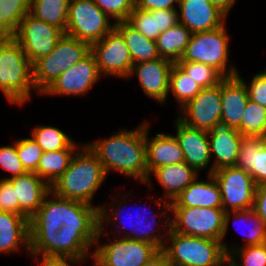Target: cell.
I'll list each match as a JSON object with an SVG mask.
<instances>
[{
	"label": "cell",
	"mask_w": 266,
	"mask_h": 266,
	"mask_svg": "<svg viewBox=\"0 0 266 266\" xmlns=\"http://www.w3.org/2000/svg\"><path fill=\"white\" fill-rule=\"evenodd\" d=\"M104 171H116L145 184L149 179L146 165L145 122L133 130H120L109 138L87 142Z\"/></svg>",
	"instance_id": "obj_1"
},
{
	"label": "cell",
	"mask_w": 266,
	"mask_h": 266,
	"mask_svg": "<svg viewBox=\"0 0 266 266\" xmlns=\"http://www.w3.org/2000/svg\"><path fill=\"white\" fill-rule=\"evenodd\" d=\"M99 208L50 192L29 219V237H53L59 229L99 230Z\"/></svg>",
	"instance_id": "obj_2"
},
{
	"label": "cell",
	"mask_w": 266,
	"mask_h": 266,
	"mask_svg": "<svg viewBox=\"0 0 266 266\" xmlns=\"http://www.w3.org/2000/svg\"><path fill=\"white\" fill-rule=\"evenodd\" d=\"M80 150V151H79ZM107 174L96 154L86 143L77 149L67 170L50 186L58 197L93 205L94 195Z\"/></svg>",
	"instance_id": "obj_3"
},
{
	"label": "cell",
	"mask_w": 266,
	"mask_h": 266,
	"mask_svg": "<svg viewBox=\"0 0 266 266\" xmlns=\"http://www.w3.org/2000/svg\"><path fill=\"white\" fill-rule=\"evenodd\" d=\"M35 90L32 64L13 37H0V91L10 104L23 106Z\"/></svg>",
	"instance_id": "obj_4"
},
{
	"label": "cell",
	"mask_w": 266,
	"mask_h": 266,
	"mask_svg": "<svg viewBox=\"0 0 266 266\" xmlns=\"http://www.w3.org/2000/svg\"><path fill=\"white\" fill-rule=\"evenodd\" d=\"M162 252L172 266H227L221 241L187 236L169 229Z\"/></svg>",
	"instance_id": "obj_5"
},
{
	"label": "cell",
	"mask_w": 266,
	"mask_h": 266,
	"mask_svg": "<svg viewBox=\"0 0 266 266\" xmlns=\"http://www.w3.org/2000/svg\"><path fill=\"white\" fill-rule=\"evenodd\" d=\"M89 53V43L64 33L53 51L32 64V81L37 94L42 95L63 72Z\"/></svg>",
	"instance_id": "obj_6"
},
{
	"label": "cell",
	"mask_w": 266,
	"mask_h": 266,
	"mask_svg": "<svg viewBox=\"0 0 266 266\" xmlns=\"http://www.w3.org/2000/svg\"><path fill=\"white\" fill-rule=\"evenodd\" d=\"M226 31L224 24L211 31L192 33L178 62H199L213 67L224 78L236 76L239 73L236 67L231 63L227 67L230 35Z\"/></svg>",
	"instance_id": "obj_7"
},
{
	"label": "cell",
	"mask_w": 266,
	"mask_h": 266,
	"mask_svg": "<svg viewBox=\"0 0 266 266\" xmlns=\"http://www.w3.org/2000/svg\"><path fill=\"white\" fill-rule=\"evenodd\" d=\"M98 231L59 229L53 237H29V254L87 260L88 255L93 256L90 250L95 247Z\"/></svg>",
	"instance_id": "obj_8"
},
{
	"label": "cell",
	"mask_w": 266,
	"mask_h": 266,
	"mask_svg": "<svg viewBox=\"0 0 266 266\" xmlns=\"http://www.w3.org/2000/svg\"><path fill=\"white\" fill-rule=\"evenodd\" d=\"M170 212V228L173 231L222 241L225 214L223 208L170 207Z\"/></svg>",
	"instance_id": "obj_9"
},
{
	"label": "cell",
	"mask_w": 266,
	"mask_h": 266,
	"mask_svg": "<svg viewBox=\"0 0 266 266\" xmlns=\"http://www.w3.org/2000/svg\"><path fill=\"white\" fill-rule=\"evenodd\" d=\"M109 19L93 0H70L65 34L91 45L115 27Z\"/></svg>",
	"instance_id": "obj_10"
},
{
	"label": "cell",
	"mask_w": 266,
	"mask_h": 266,
	"mask_svg": "<svg viewBox=\"0 0 266 266\" xmlns=\"http://www.w3.org/2000/svg\"><path fill=\"white\" fill-rule=\"evenodd\" d=\"M127 198H129L128 195L127 196L126 195H123L120 200L116 199L117 201H119V202L116 203V205H115V202L114 203L111 202V206L112 205L113 206L110 209L108 208V207H111L110 204H108V205L107 204L106 205L104 204V205H101L100 206V208H99V231H98V234H97V241L100 242V239H101L102 236H106V237L109 236L107 232H104L105 229H106V228H104V226H105L104 224L106 223V224L109 225L112 222L117 223L116 220L119 217H121L120 216L121 215L120 212L122 211L121 210V207L123 206L124 203H126L128 201ZM114 205H115V207H114ZM117 205H118V207H117ZM140 209H142V208H140ZM119 210H121V211H119ZM145 214L147 215L148 213L145 212ZM150 214H151V212H150ZM166 217H167L165 219L166 221H164V222L162 221V225H159V226L164 227L165 229H167L169 227L166 230L165 236L163 234H161V235L159 234L160 232H163V231H159L158 232L159 229H156L155 228V226L157 225L155 223V219H157L156 217L153 218L152 220L148 219L150 222H147L146 221L147 220V217L145 218L144 216L141 215V213H138L137 215H135L136 220L135 219L130 220V222L131 221L133 222V223L131 222V224H130V229H129V232L130 233H128V234L126 233L124 235L123 232H121V236L120 237L121 238H128V239H132V240H138V241L147 242V243H150V244L155 245L159 250H162V248L164 246V243L166 242L165 241L166 240L165 238L167 237L168 232H169V229H170V217H169V214ZM129 218H131V215L130 214L128 216V219ZM123 220L125 221V219H123ZM124 221H121V223L123 222L122 223L123 225L126 224V222L124 223ZM163 223H166L168 227L166 226V224L164 226ZM153 231H154V233L155 232L156 233L158 232V234H156V233L153 234ZM163 237H165V238H163Z\"/></svg>",
	"instance_id": "obj_11"
},
{
	"label": "cell",
	"mask_w": 266,
	"mask_h": 266,
	"mask_svg": "<svg viewBox=\"0 0 266 266\" xmlns=\"http://www.w3.org/2000/svg\"><path fill=\"white\" fill-rule=\"evenodd\" d=\"M95 246L94 266H142L160 251L153 244L121 237L105 244L96 241Z\"/></svg>",
	"instance_id": "obj_12"
},
{
	"label": "cell",
	"mask_w": 266,
	"mask_h": 266,
	"mask_svg": "<svg viewBox=\"0 0 266 266\" xmlns=\"http://www.w3.org/2000/svg\"><path fill=\"white\" fill-rule=\"evenodd\" d=\"M212 175L219 185L225 213L253 208L256 184L250 173L231 166L217 169Z\"/></svg>",
	"instance_id": "obj_13"
},
{
	"label": "cell",
	"mask_w": 266,
	"mask_h": 266,
	"mask_svg": "<svg viewBox=\"0 0 266 266\" xmlns=\"http://www.w3.org/2000/svg\"><path fill=\"white\" fill-rule=\"evenodd\" d=\"M64 33L57 26L27 14L12 37L19 43L30 63L33 64L53 51Z\"/></svg>",
	"instance_id": "obj_14"
},
{
	"label": "cell",
	"mask_w": 266,
	"mask_h": 266,
	"mask_svg": "<svg viewBox=\"0 0 266 266\" xmlns=\"http://www.w3.org/2000/svg\"><path fill=\"white\" fill-rule=\"evenodd\" d=\"M90 52L94 55L102 77L128 78L133 61L124 37L115 27L100 41L92 43Z\"/></svg>",
	"instance_id": "obj_15"
},
{
	"label": "cell",
	"mask_w": 266,
	"mask_h": 266,
	"mask_svg": "<svg viewBox=\"0 0 266 266\" xmlns=\"http://www.w3.org/2000/svg\"><path fill=\"white\" fill-rule=\"evenodd\" d=\"M177 118L189 127L210 131L221 121L223 107L221 104V82L215 86L202 89L183 107Z\"/></svg>",
	"instance_id": "obj_16"
},
{
	"label": "cell",
	"mask_w": 266,
	"mask_h": 266,
	"mask_svg": "<svg viewBox=\"0 0 266 266\" xmlns=\"http://www.w3.org/2000/svg\"><path fill=\"white\" fill-rule=\"evenodd\" d=\"M101 74L90 52L85 58L63 72L43 95H85L98 82Z\"/></svg>",
	"instance_id": "obj_17"
},
{
	"label": "cell",
	"mask_w": 266,
	"mask_h": 266,
	"mask_svg": "<svg viewBox=\"0 0 266 266\" xmlns=\"http://www.w3.org/2000/svg\"><path fill=\"white\" fill-rule=\"evenodd\" d=\"M151 175H154L164 189L163 199H157L155 202L158 206H161V203H163L162 208L164 211L160 212L161 218L168 214V210L170 213V203L198 177L199 173L186 162H180L156 168L145 183L148 186L152 184Z\"/></svg>",
	"instance_id": "obj_18"
},
{
	"label": "cell",
	"mask_w": 266,
	"mask_h": 266,
	"mask_svg": "<svg viewBox=\"0 0 266 266\" xmlns=\"http://www.w3.org/2000/svg\"><path fill=\"white\" fill-rule=\"evenodd\" d=\"M173 64L172 61L161 57L153 61L133 64L128 78L136 74L143 92L162 104L170 93L169 82Z\"/></svg>",
	"instance_id": "obj_19"
},
{
	"label": "cell",
	"mask_w": 266,
	"mask_h": 266,
	"mask_svg": "<svg viewBox=\"0 0 266 266\" xmlns=\"http://www.w3.org/2000/svg\"><path fill=\"white\" fill-rule=\"evenodd\" d=\"M208 137L211 158L215 155L208 174L223 167L235 166L244 136L232 126L220 121L208 131Z\"/></svg>",
	"instance_id": "obj_20"
},
{
	"label": "cell",
	"mask_w": 266,
	"mask_h": 266,
	"mask_svg": "<svg viewBox=\"0 0 266 266\" xmlns=\"http://www.w3.org/2000/svg\"><path fill=\"white\" fill-rule=\"evenodd\" d=\"M178 8L179 23L192 33L217 29L227 18L209 0H180Z\"/></svg>",
	"instance_id": "obj_21"
},
{
	"label": "cell",
	"mask_w": 266,
	"mask_h": 266,
	"mask_svg": "<svg viewBox=\"0 0 266 266\" xmlns=\"http://www.w3.org/2000/svg\"><path fill=\"white\" fill-rule=\"evenodd\" d=\"M176 139L183 151L186 162L197 173L205 170L211 162L208 131L192 128L176 118Z\"/></svg>",
	"instance_id": "obj_22"
},
{
	"label": "cell",
	"mask_w": 266,
	"mask_h": 266,
	"mask_svg": "<svg viewBox=\"0 0 266 266\" xmlns=\"http://www.w3.org/2000/svg\"><path fill=\"white\" fill-rule=\"evenodd\" d=\"M8 180L16 190L19 215H23L29 220L42 205L45 197L51 192L50 185L35 172H27Z\"/></svg>",
	"instance_id": "obj_23"
},
{
	"label": "cell",
	"mask_w": 266,
	"mask_h": 266,
	"mask_svg": "<svg viewBox=\"0 0 266 266\" xmlns=\"http://www.w3.org/2000/svg\"><path fill=\"white\" fill-rule=\"evenodd\" d=\"M149 126L145 122L146 165L149 176L156 168L184 162L183 151L176 137L162 132L149 138Z\"/></svg>",
	"instance_id": "obj_24"
},
{
	"label": "cell",
	"mask_w": 266,
	"mask_h": 266,
	"mask_svg": "<svg viewBox=\"0 0 266 266\" xmlns=\"http://www.w3.org/2000/svg\"><path fill=\"white\" fill-rule=\"evenodd\" d=\"M198 178L170 203V207L222 208L220 188L213 175L208 174L206 181Z\"/></svg>",
	"instance_id": "obj_25"
},
{
	"label": "cell",
	"mask_w": 266,
	"mask_h": 266,
	"mask_svg": "<svg viewBox=\"0 0 266 266\" xmlns=\"http://www.w3.org/2000/svg\"><path fill=\"white\" fill-rule=\"evenodd\" d=\"M178 9L142 10L134 7L128 22L146 38L156 41L163 32L179 23Z\"/></svg>",
	"instance_id": "obj_26"
},
{
	"label": "cell",
	"mask_w": 266,
	"mask_h": 266,
	"mask_svg": "<svg viewBox=\"0 0 266 266\" xmlns=\"http://www.w3.org/2000/svg\"><path fill=\"white\" fill-rule=\"evenodd\" d=\"M248 100L245 84L237 76L224 78L221 81V121L237 129Z\"/></svg>",
	"instance_id": "obj_27"
},
{
	"label": "cell",
	"mask_w": 266,
	"mask_h": 266,
	"mask_svg": "<svg viewBox=\"0 0 266 266\" xmlns=\"http://www.w3.org/2000/svg\"><path fill=\"white\" fill-rule=\"evenodd\" d=\"M19 247L30 253L29 220L23 215L0 211V253L10 254L19 251Z\"/></svg>",
	"instance_id": "obj_28"
},
{
	"label": "cell",
	"mask_w": 266,
	"mask_h": 266,
	"mask_svg": "<svg viewBox=\"0 0 266 266\" xmlns=\"http://www.w3.org/2000/svg\"><path fill=\"white\" fill-rule=\"evenodd\" d=\"M235 167L250 173L256 185L266 184V137H244Z\"/></svg>",
	"instance_id": "obj_29"
},
{
	"label": "cell",
	"mask_w": 266,
	"mask_h": 266,
	"mask_svg": "<svg viewBox=\"0 0 266 266\" xmlns=\"http://www.w3.org/2000/svg\"><path fill=\"white\" fill-rule=\"evenodd\" d=\"M115 28L124 37L130 51L133 64L153 61L160 58L156 41L146 38L127 20L115 22Z\"/></svg>",
	"instance_id": "obj_30"
},
{
	"label": "cell",
	"mask_w": 266,
	"mask_h": 266,
	"mask_svg": "<svg viewBox=\"0 0 266 266\" xmlns=\"http://www.w3.org/2000/svg\"><path fill=\"white\" fill-rule=\"evenodd\" d=\"M192 32L178 23L163 31L156 39V46L161 58L177 63L188 45Z\"/></svg>",
	"instance_id": "obj_31"
},
{
	"label": "cell",
	"mask_w": 266,
	"mask_h": 266,
	"mask_svg": "<svg viewBox=\"0 0 266 266\" xmlns=\"http://www.w3.org/2000/svg\"><path fill=\"white\" fill-rule=\"evenodd\" d=\"M231 217H233L232 219L233 222L237 221L244 224L247 222L246 225L247 224L250 225L248 226L250 228H248L246 234L245 232L243 234L247 236V237L245 236L246 237L244 243L245 246L259 245L266 243V225L253 209L226 212L224 214V229H223V238L221 241L224 251L225 247H228V245L224 243V237L226 236V233L229 230L228 227Z\"/></svg>",
	"instance_id": "obj_32"
},
{
	"label": "cell",
	"mask_w": 266,
	"mask_h": 266,
	"mask_svg": "<svg viewBox=\"0 0 266 266\" xmlns=\"http://www.w3.org/2000/svg\"><path fill=\"white\" fill-rule=\"evenodd\" d=\"M70 0H30L29 14L66 31Z\"/></svg>",
	"instance_id": "obj_33"
},
{
	"label": "cell",
	"mask_w": 266,
	"mask_h": 266,
	"mask_svg": "<svg viewBox=\"0 0 266 266\" xmlns=\"http://www.w3.org/2000/svg\"><path fill=\"white\" fill-rule=\"evenodd\" d=\"M76 149L43 152L35 173L50 186L67 170Z\"/></svg>",
	"instance_id": "obj_34"
},
{
	"label": "cell",
	"mask_w": 266,
	"mask_h": 266,
	"mask_svg": "<svg viewBox=\"0 0 266 266\" xmlns=\"http://www.w3.org/2000/svg\"><path fill=\"white\" fill-rule=\"evenodd\" d=\"M31 133V137L37 142L43 152L63 149H80L83 145L80 144L79 146L62 130L50 125H38Z\"/></svg>",
	"instance_id": "obj_35"
},
{
	"label": "cell",
	"mask_w": 266,
	"mask_h": 266,
	"mask_svg": "<svg viewBox=\"0 0 266 266\" xmlns=\"http://www.w3.org/2000/svg\"><path fill=\"white\" fill-rule=\"evenodd\" d=\"M30 0H0V37H12L29 14Z\"/></svg>",
	"instance_id": "obj_36"
},
{
	"label": "cell",
	"mask_w": 266,
	"mask_h": 266,
	"mask_svg": "<svg viewBox=\"0 0 266 266\" xmlns=\"http://www.w3.org/2000/svg\"><path fill=\"white\" fill-rule=\"evenodd\" d=\"M236 130L244 137H266V108L249 99Z\"/></svg>",
	"instance_id": "obj_37"
},
{
	"label": "cell",
	"mask_w": 266,
	"mask_h": 266,
	"mask_svg": "<svg viewBox=\"0 0 266 266\" xmlns=\"http://www.w3.org/2000/svg\"><path fill=\"white\" fill-rule=\"evenodd\" d=\"M202 88L183 69L174 63L170 73L169 91L179 103V109L192 100Z\"/></svg>",
	"instance_id": "obj_38"
},
{
	"label": "cell",
	"mask_w": 266,
	"mask_h": 266,
	"mask_svg": "<svg viewBox=\"0 0 266 266\" xmlns=\"http://www.w3.org/2000/svg\"><path fill=\"white\" fill-rule=\"evenodd\" d=\"M225 253L228 256L227 266H266V243L225 247Z\"/></svg>",
	"instance_id": "obj_39"
},
{
	"label": "cell",
	"mask_w": 266,
	"mask_h": 266,
	"mask_svg": "<svg viewBox=\"0 0 266 266\" xmlns=\"http://www.w3.org/2000/svg\"><path fill=\"white\" fill-rule=\"evenodd\" d=\"M202 89L219 84L224 77L213 67L199 62H177Z\"/></svg>",
	"instance_id": "obj_40"
},
{
	"label": "cell",
	"mask_w": 266,
	"mask_h": 266,
	"mask_svg": "<svg viewBox=\"0 0 266 266\" xmlns=\"http://www.w3.org/2000/svg\"><path fill=\"white\" fill-rule=\"evenodd\" d=\"M16 151L25 170L35 172L43 154V150L37 142L32 137L18 139L16 140Z\"/></svg>",
	"instance_id": "obj_41"
},
{
	"label": "cell",
	"mask_w": 266,
	"mask_h": 266,
	"mask_svg": "<svg viewBox=\"0 0 266 266\" xmlns=\"http://www.w3.org/2000/svg\"><path fill=\"white\" fill-rule=\"evenodd\" d=\"M114 22L128 20L134 10L135 0H93ZM115 19V20H114Z\"/></svg>",
	"instance_id": "obj_42"
},
{
	"label": "cell",
	"mask_w": 266,
	"mask_h": 266,
	"mask_svg": "<svg viewBox=\"0 0 266 266\" xmlns=\"http://www.w3.org/2000/svg\"><path fill=\"white\" fill-rule=\"evenodd\" d=\"M0 166L12 174L2 179H9L27 173L22 162L18 158L16 141H14L13 145L0 146Z\"/></svg>",
	"instance_id": "obj_43"
},
{
	"label": "cell",
	"mask_w": 266,
	"mask_h": 266,
	"mask_svg": "<svg viewBox=\"0 0 266 266\" xmlns=\"http://www.w3.org/2000/svg\"><path fill=\"white\" fill-rule=\"evenodd\" d=\"M236 76L245 84L248 98L266 108V74L263 71L257 73L249 84L239 73Z\"/></svg>",
	"instance_id": "obj_44"
},
{
	"label": "cell",
	"mask_w": 266,
	"mask_h": 266,
	"mask_svg": "<svg viewBox=\"0 0 266 266\" xmlns=\"http://www.w3.org/2000/svg\"><path fill=\"white\" fill-rule=\"evenodd\" d=\"M15 191L8 179H0V211L19 214V202Z\"/></svg>",
	"instance_id": "obj_45"
},
{
	"label": "cell",
	"mask_w": 266,
	"mask_h": 266,
	"mask_svg": "<svg viewBox=\"0 0 266 266\" xmlns=\"http://www.w3.org/2000/svg\"><path fill=\"white\" fill-rule=\"evenodd\" d=\"M31 257L34 258L33 261H35L36 265L38 266H75L79 265L80 263L84 264L87 262V260H79L70 257H49V256L40 257L39 255H31ZM39 259L41 261H39Z\"/></svg>",
	"instance_id": "obj_46"
},
{
	"label": "cell",
	"mask_w": 266,
	"mask_h": 266,
	"mask_svg": "<svg viewBox=\"0 0 266 266\" xmlns=\"http://www.w3.org/2000/svg\"><path fill=\"white\" fill-rule=\"evenodd\" d=\"M180 0H135V7L142 10L171 9L178 7ZM176 3V4H175Z\"/></svg>",
	"instance_id": "obj_47"
},
{
	"label": "cell",
	"mask_w": 266,
	"mask_h": 266,
	"mask_svg": "<svg viewBox=\"0 0 266 266\" xmlns=\"http://www.w3.org/2000/svg\"><path fill=\"white\" fill-rule=\"evenodd\" d=\"M266 225V184L256 185L252 208Z\"/></svg>",
	"instance_id": "obj_48"
},
{
	"label": "cell",
	"mask_w": 266,
	"mask_h": 266,
	"mask_svg": "<svg viewBox=\"0 0 266 266\" xmlns=\"http://www.w3.org/2000/svg\"><path fill=\"white\" fill-rule=\"evenodd\" d=\"M142 266H172L167 256L160 250Z\"/></svg>",
	"instance_id": "obj_49"
},
{
	"label": "cell",
	"mask_w": 266,
	"mask_h": 266,
	"mask_svg": "<svg viewBox=\"0 0 266 266\" xmlns=\"http://www.w3.org/2000/svg\"><path fill=\"white\" fill-rule=\"evenodd\" d=\"M213 6L217 7L221 12L228 16L229 11L233 8L237 0H209Z\"/></svg>",
	"instance_id": "obj_50"
}]
</instances>
